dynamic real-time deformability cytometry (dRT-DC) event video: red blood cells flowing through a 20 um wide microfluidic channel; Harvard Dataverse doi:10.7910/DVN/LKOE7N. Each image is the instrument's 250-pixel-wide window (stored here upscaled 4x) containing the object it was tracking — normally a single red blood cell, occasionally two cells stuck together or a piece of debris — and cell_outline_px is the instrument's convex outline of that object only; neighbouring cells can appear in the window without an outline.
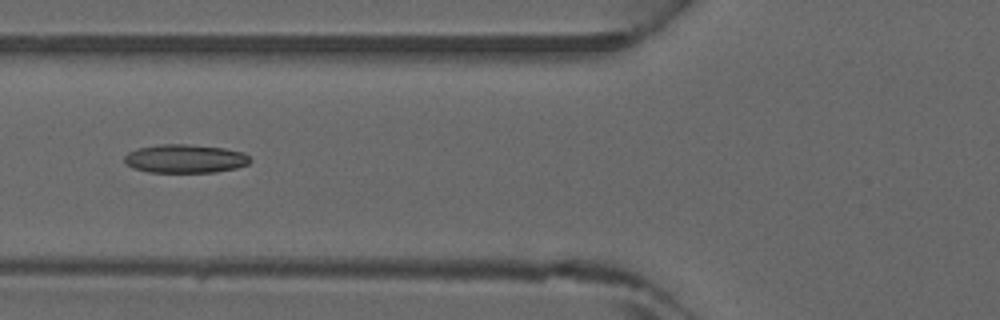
{"species": "common noctule bat (a hibernating species)", "species_latin": "Nyctalus noctula", "temperature_condition": "warm", "stored_images_in_passage": 3, "camera_frame_rate_fps": 3000, "um_per_image_px": 0.085, "animal": {"sex": "male", "forearm_length_mm": 52.5}, "frame": {"image": 1, "passage_image": 3, "time_ms": 0.667, "image_size_px": [1000, 320], "cell_outline_px": [[252, 160], [248, 164], [236, 168], [216, 172], [148, 172], [132, 168], [124, 160], [124, 156], [128, 152], [136, 148], [160, 144], [188, 144], [224, 148], [244, 152]], "centroid_in_image_um": [15.73, 13.48], "position_along_channel_um": 110.1, "area_um2": 21.04}}